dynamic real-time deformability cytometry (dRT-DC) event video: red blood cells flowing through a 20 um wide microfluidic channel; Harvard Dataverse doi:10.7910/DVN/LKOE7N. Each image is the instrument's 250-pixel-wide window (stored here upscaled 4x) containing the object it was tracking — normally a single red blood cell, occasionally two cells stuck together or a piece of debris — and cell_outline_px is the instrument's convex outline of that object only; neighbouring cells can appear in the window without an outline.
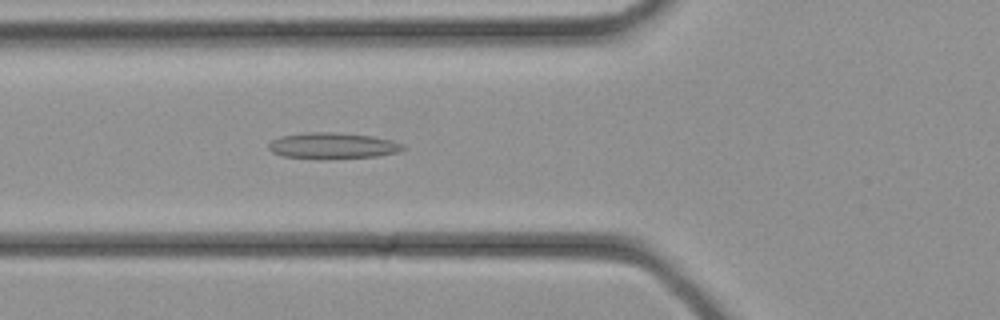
{"species": "common noctule bat (a hibernating species)", "species_latin": "Nyctalus noctula", "temperature_condition": "cold", "stored_images_in_passage": 31, "camera_frame_rate_fps": 3000, "um_per_image_px": 0.085, "animal": {"sex": "female", "body_mass_g": 21.9}, "frame": {"image": 1, "passage_image": 9, "time_ms": 2.667, "image_size_px": [1000, 320], "cell_outline_px": [[408, 148], [400, 152], [380, 156], [328, 160], [320, 160], [284, 156], [272, 152], [268, 148], [268, 144], [272, 140], [280, 136], [304, 132], [332, 132], [372, 136], [392, 140], [404, 144]], "centroid_in_image_um": [28.32, 12.41], "position_along_channel_um": 97.5, "area_um2": 21.1}}
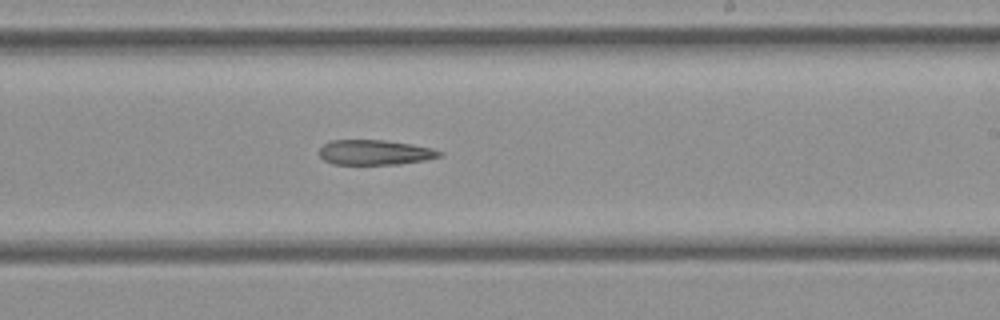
{"frame": {"image": 2, "passage_image": 17, "time_ms": 5.333, "image_size_px": [1000, 320], "cell_outline_px": [[444, 152], [440, 156], [424, 160], [400, 164], [332, 164], [324, 160], [320, 156], [320, 148], [324, 144], [332, 140], [384, 140], [412, 144], [432, 148]], "centroid_in_image_um": [31.87, 12.95], "position_along_channel_um": 257.1, "area_um2": 17.46}}
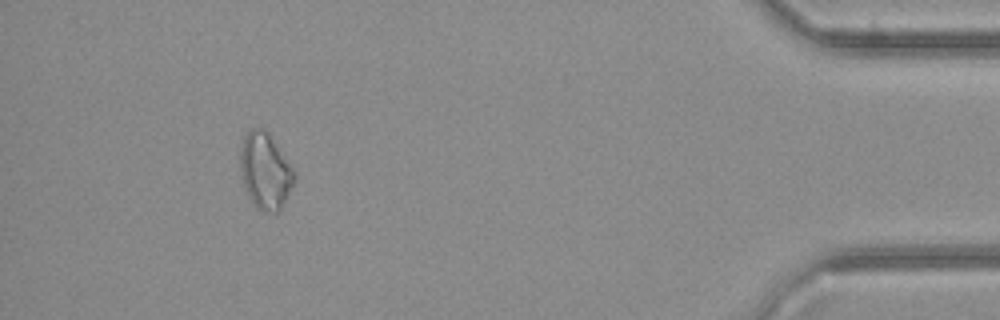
{"frame": {"image": 3, "passage_image": 28, "time_ms": 9.0, "image_size_px": [1000, 320], "cell_outline_px": [[296, 180], [280, 208], [276, 212], [260, 212], [252, 204], [244, 188], [240, 168], [240, 148], [244, 136], [252, 128], [264, 128], [268, 132], [296, 172]], "centroid_in_image_um": [22.53, 14.54], "position_along_channel_um": 412.7, "area_um2": 24.16}}